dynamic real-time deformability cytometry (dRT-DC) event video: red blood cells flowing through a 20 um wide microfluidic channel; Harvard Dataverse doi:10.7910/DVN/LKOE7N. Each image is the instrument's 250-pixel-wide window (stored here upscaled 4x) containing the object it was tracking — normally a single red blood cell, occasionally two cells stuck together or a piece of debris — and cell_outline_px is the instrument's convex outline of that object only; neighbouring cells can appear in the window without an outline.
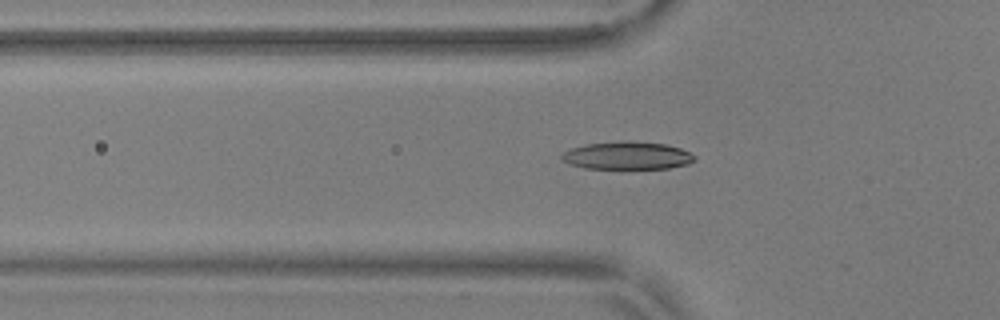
{"species": "common noctule bat (a hibernating species)", "species_latin": "Nyctalus noctula", "temperature_condition": "warm", "stored_images_in_passage": 44, "camera_frame_rate_fps": 3000, "um_per_image_px": 0.085, "animal": {"sex": "male", "body_mass_g": 17.9, "forearm_length_mm": 54.2}, "frame": {"image": 1, "passage_image": 8, "time_ms": 2.333, "image_size_px": [1000, 320], "cell_outline_px": [[696, 160], [688, 164], [668, 168], [620, 172], [584, 168], [568, 164], [560, 156], [564, 152], [572, 148], [588, 144], [668, 144], [680, 148], [696, 156]], "centroid_in_image_um": [53.33, 13.34], "position_along_channel_um": 72.5, "area_um2": 21.5}}
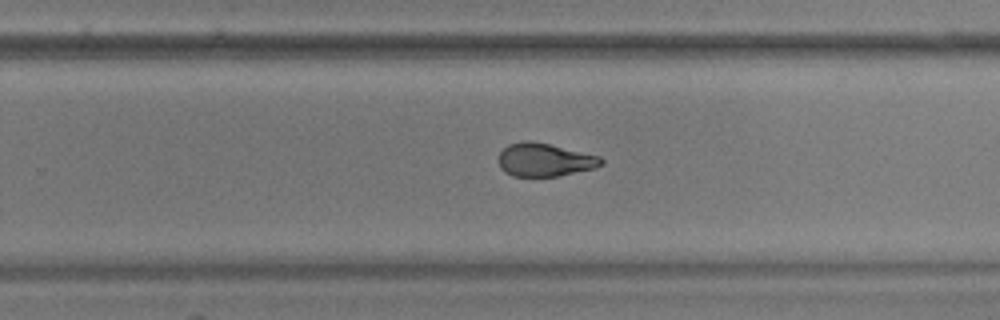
{"frame": {"image": 2, "passage_image": 25, "time_ms": 8.0, "image_size_px": [1000, 320], "cell_outline_px": [[604, 164], [592, 168], [560, 176], [512, 176], [504, 172], [500, 168], [496, 160], [500, 152], [508, 144], [520, 140], [532, 140], [600, 156], [604, 160]], "centroid_in_image_um": [46.24, 13.57], "position_along_channel_um": 283.6, "area_um2": 20.11}}
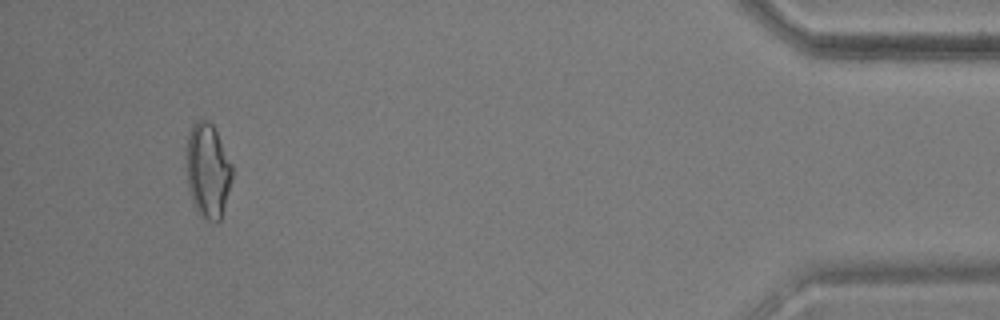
{"frame": {"image": 3, "passage_image": 41, "time_ms": 13.333, "image_size_px": [1000, 320], "cell_outline_px": [[232, 180], [224, 208], [220, 220], [216, 224], [200, 216], [196, 212], [188, 188], [184, 156], [188, 132], [192, 124], [196, 120], [208, 120], [212, 124], [232, 164]], "centroid_in_image_um": [17.62, 14.51], "position_along_channel_um": 417.6, "area_um2": 25.84}, "authors_computed_cell_mechanics": {"area_um2": 20.6635, "velocity_mm_per_s": 3.71, "shape_relaxation_time_tau1_ms": 6.2102, "shape_relaxation_time_tau2_ms": 1.8958, "deformation_change_tau1": 0.1941, "deformation_change_tau2": 0.0793}}